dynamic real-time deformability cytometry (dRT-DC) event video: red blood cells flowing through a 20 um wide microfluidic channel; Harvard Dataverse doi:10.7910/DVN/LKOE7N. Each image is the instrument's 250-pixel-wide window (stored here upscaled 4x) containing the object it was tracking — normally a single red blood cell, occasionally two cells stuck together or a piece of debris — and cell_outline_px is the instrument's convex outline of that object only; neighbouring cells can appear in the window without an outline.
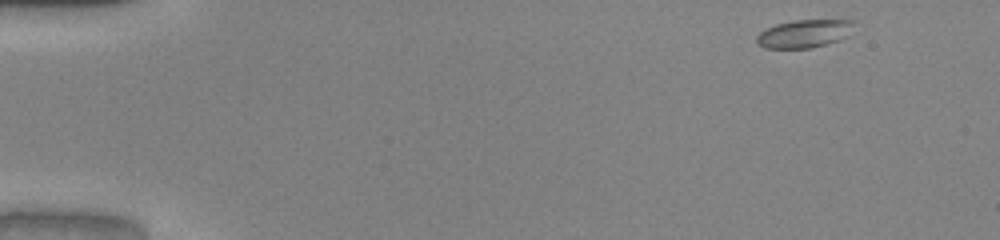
{"species": "common noctule bat (a hibernating species)", "species_latin": "Nyctalus noctula", "temperature_condition": "warm", "stored_images_in_passage": 48, "camera_frame_rate_fps": 3000, "um_per_image_px": 0.085, "animal": {"sex": "male", "body_mass_g": 20.0, "forearm_length_mm": 53.3}, "frame": {"image": 1, "passage_image": 1, "time_ms": 0.0, "image_size_px": [1000, 240], "cell_outline_px": [[856, 20], [848, 36], [840, 40], [812, 48], [764, 48], [756, 44], [756, 36], [764, 28], [776, 24], [796, 20]], "centroid_in_image_um": [68.34, 2.86], "position_along_channel_um": 16.7, "area_um2": 16.07}}
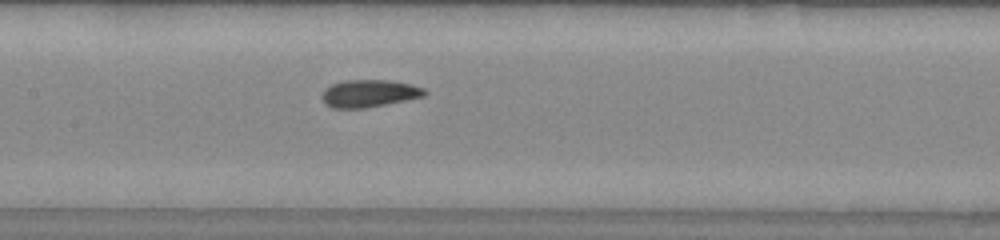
{"frame": {"image": 2, "passage_image": 22, "time_ms": 7.0, "image_size_px": [1000, 240], "cell_outline_px": [[428, 92], [424, 96], [364, 108], [332, 108], [324, 104], [320, 96], [324, 88], [332, 84], [344, 80], [392, 80], [412, 84], [424, 88]], "centroid_in_image_um": [31.34, 7.93], "position_along_channel_um": 176.1, "area_um2": 16.53}}
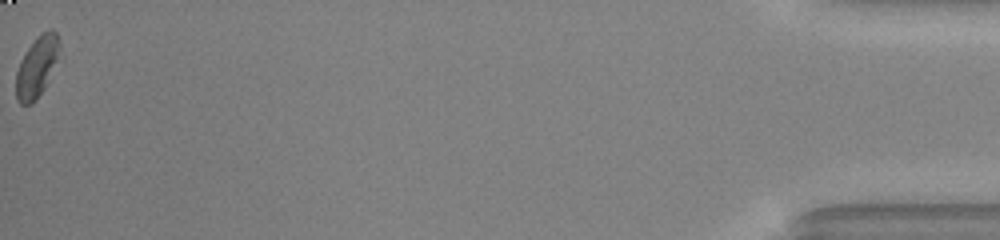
{"frame": {"image": 3, "passage_image": 48, "time_ms": 15.667, "image_size_px": [1000, 240], "cell_outline_px": [[60, 48], [56, 60], [44, 88], [36, 100], [32, 104], [20, 104], [16, 100], [16, 72], [20, 60], [36, 36], [48, 28], [52, 28], [56, 32], [60, 40]], "centroid_in_image_um": [3.12, 5.64], "position_along_channel_um": 432.1, "area_um2": 15.37}, "authors_computed_cell_mechanics": {"area_um2": 16.184, "velocity_mm_per_s": 4.0429, "shape_relaxation_time_tau1_ms": 4.588, "shape_relaxation_time_tau2_ms": 1.3057, "deformation_change_tau1": 0.1266, "deformation_change_tau2": 0.0545}}